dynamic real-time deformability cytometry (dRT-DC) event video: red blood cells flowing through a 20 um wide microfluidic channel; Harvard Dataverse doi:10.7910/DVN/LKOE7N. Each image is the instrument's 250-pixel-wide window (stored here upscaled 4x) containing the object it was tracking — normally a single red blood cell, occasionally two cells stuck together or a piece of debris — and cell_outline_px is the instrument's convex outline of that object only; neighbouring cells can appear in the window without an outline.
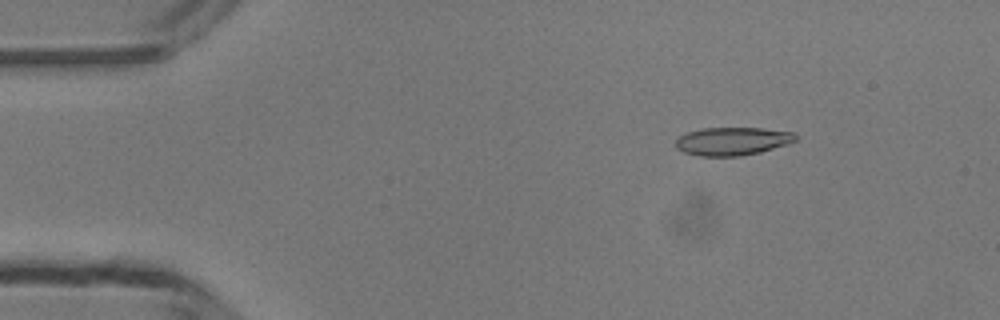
{"species": "common noctule bat (a hibernating species)", "species_latin": "Nyctalus noctula", "temperature_condition": "room temperature", "stored_images_in_passage": 13, "camera_frame_rate_fps": 3000, "um_per_image_px": 0.085, "animal": {"sex": "male", "body_mass_g": 13.3}, "frame": {"image": 1, "passage_image": 6, "time_ms": 1.667, "image_size_px": [1000, 320], "cell_outline_px": [[796, 140], [788, 144], [760, 152], [740, 156], [700, 156], [684, 152], [676, 148], [676, 140], [680, 136], [688, 132], [704, 128], [764, 128], [792, 132], [796, 136]], "centroid_in_image_um": [62.26, 12.0], "position_along_channel_um": 22.7, "area_um2": 19.54}}